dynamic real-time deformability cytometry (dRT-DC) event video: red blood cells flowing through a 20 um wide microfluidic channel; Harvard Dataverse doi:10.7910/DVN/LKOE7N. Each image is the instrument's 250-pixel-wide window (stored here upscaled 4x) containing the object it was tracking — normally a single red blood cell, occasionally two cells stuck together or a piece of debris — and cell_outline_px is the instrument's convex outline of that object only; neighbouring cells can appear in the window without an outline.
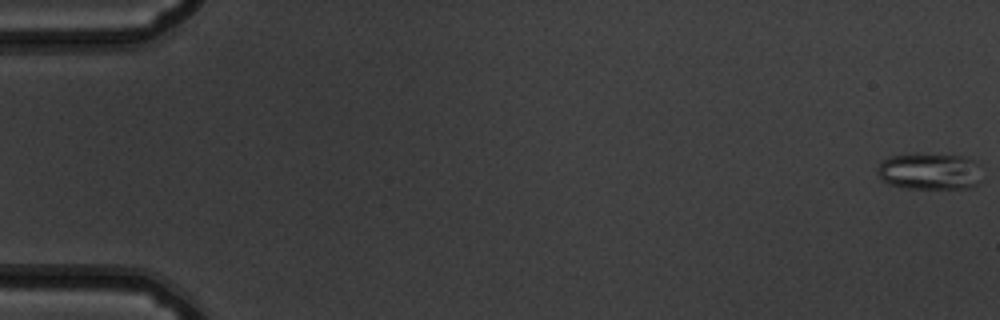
{"species": "common noctule bat (a hibernating species)", "species_latin": "Nyctalus noctula", "temperature_condition": "warm", "stored_images_in_passage": 52, "camera_frame_rate_fps": 3000, "um_per_image_px": 0.085, "animal": {"sex": "male", "body_mass_g": 19.5, "forearm_length_mm": 54.6}, "frame": {"image": 1, "passage_image": 1, "time_ms": 0.0, "image_size_px": [1000, 320], "cell_outline_px": [[980, 184], [968, 188], [904, 188], [888, 184], [880, 180], [876, 172], [876, 168], [888, 156], [916, 152], [964, 156], [980, 164]], "centroid_in_image_um": [78.99, 14.54], "position_along_channel_um": 6.0, "area_um2": 23.06}}
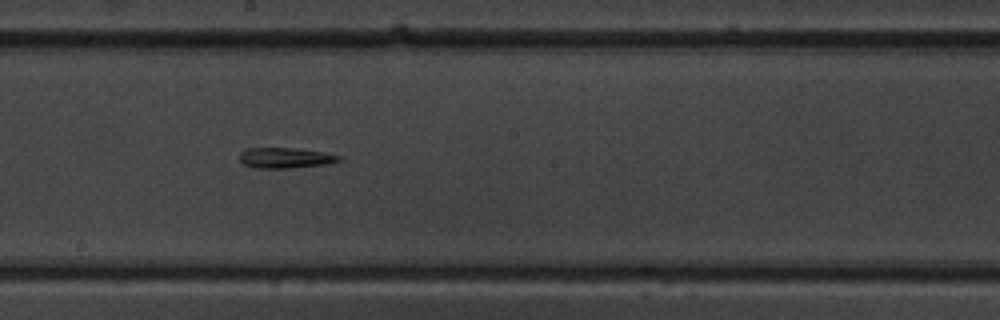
{"frame": {"image": 2, "passage_image": 30, "time_ms": 9.667, "image_size_px": [1000, 320], "cell_outline_px": [[344, 160], [328, 164], [288, 168], [252, 168], [244, 164], [240, 160], [240, 152], [244, 148], [292, 148], [324, 152], [340, 156]], "centroid_in_image_um": [24.25, 13.42], "position_along_channel_um": 223.9, "area_um2": 11.96}}
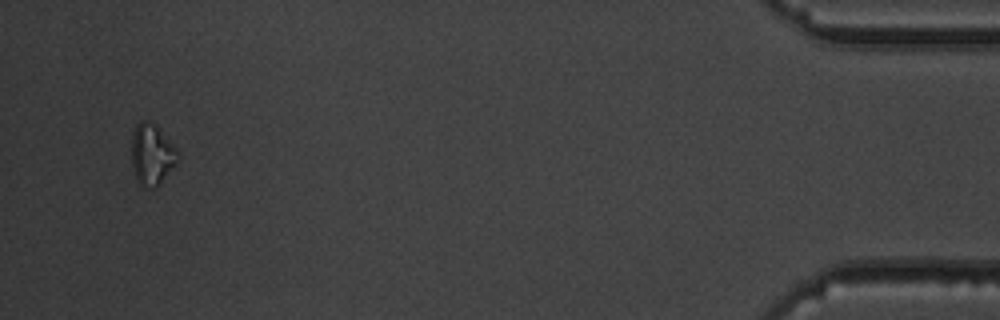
{"frame": {"image": 3, "passage_image": 51, "time_ms": 16.667, "image_size_px": [1000, 320], "cell_outline_px": [[180, 160], [160, 184], [156, 188], [144, 188], [136, 180], [132, 164], [132, 132], [136, 124], [140, 120], [144, 120], [156, 124], [180, 152]], "centroid_in_image_um": [12.94, 13.14], "position_along_channel_um": 422.3, "area_um2": 16.94}}